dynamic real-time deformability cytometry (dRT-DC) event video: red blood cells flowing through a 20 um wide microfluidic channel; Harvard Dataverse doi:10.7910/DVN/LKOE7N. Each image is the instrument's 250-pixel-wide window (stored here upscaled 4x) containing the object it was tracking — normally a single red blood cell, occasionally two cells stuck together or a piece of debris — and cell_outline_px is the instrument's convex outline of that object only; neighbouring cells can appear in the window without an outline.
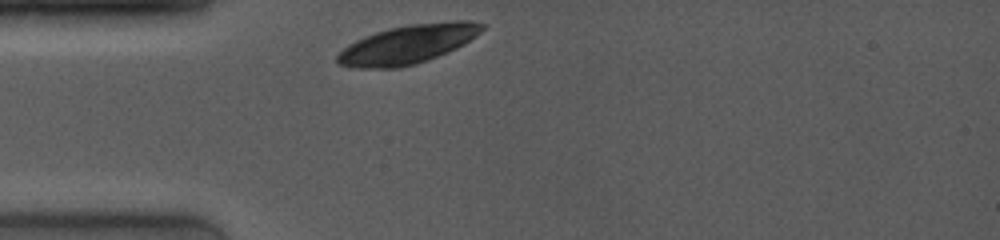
{"species": "common noctule bat (a hibernating species)", "species_latin": "Nyctalus noctula", "temperature_condition": "room temperature", "stored_images_in_passage": 2, "camera_frame_rate_fps": 4000, "um_per_image_px": 0.085, "animal": {"sex": "female", "body_mass_g": 19.0, "forearm_length_mm": 53.3}, "frame": {"image": 1, "passage_image": 1, "time_ms": 0.0, "image_size_px": [1000, 240], "cell_outline_px": [[484, 28], [476, 36], [464, 44], [448, 52], [428, 60], [416, 64], [396, 68], [356, 68], [336, 64], [336, 56], [348, 44], [364, 36], [388, 28], [412, 24], [456, 20], [468, 20], [484, 24]], "centroid_in_image_um": [34.66, 3.77], "position_along_channel_um": 50.3, "area_um2": 32.77}}